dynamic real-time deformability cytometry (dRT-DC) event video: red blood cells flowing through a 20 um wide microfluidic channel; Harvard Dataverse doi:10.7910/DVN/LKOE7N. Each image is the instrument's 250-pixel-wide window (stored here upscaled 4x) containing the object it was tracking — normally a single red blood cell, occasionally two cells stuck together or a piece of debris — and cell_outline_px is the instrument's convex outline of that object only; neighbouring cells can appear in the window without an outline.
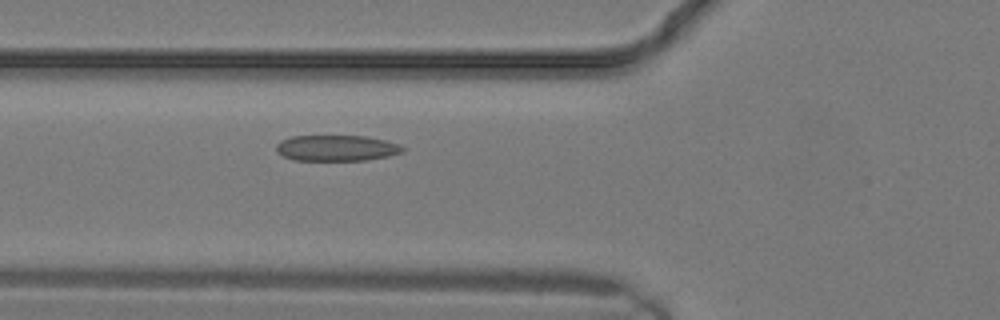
{"species": "common noctule bat (a hibernating species)", "species_latin": "Nyctalus noctula", "temperature_condition": "warm", "stored_images_in_passage": 9, "camera_frame_rate_fps": 3000, "um_per_image_px": 0.085, "animal": {"sex": "male", "body_mass_g": 19.2, "forearm_length_mm": 51.8}, "frame": {"image": 1, "passage_image": 9, "time_ms": 2.667, "image_size_px": [1000, 320], "cell_outline_px": [[404, 152], [388, 156], [364, 160], [292, 160], [276, 152], [276, 144], [280, 140], [292, 136], [368, 136], [400, 144], [404, 148]], "centroid_in_image_um": [28.59, 12.58], "position_along_channel_um": 97.2, "area_um2": 19.13}}